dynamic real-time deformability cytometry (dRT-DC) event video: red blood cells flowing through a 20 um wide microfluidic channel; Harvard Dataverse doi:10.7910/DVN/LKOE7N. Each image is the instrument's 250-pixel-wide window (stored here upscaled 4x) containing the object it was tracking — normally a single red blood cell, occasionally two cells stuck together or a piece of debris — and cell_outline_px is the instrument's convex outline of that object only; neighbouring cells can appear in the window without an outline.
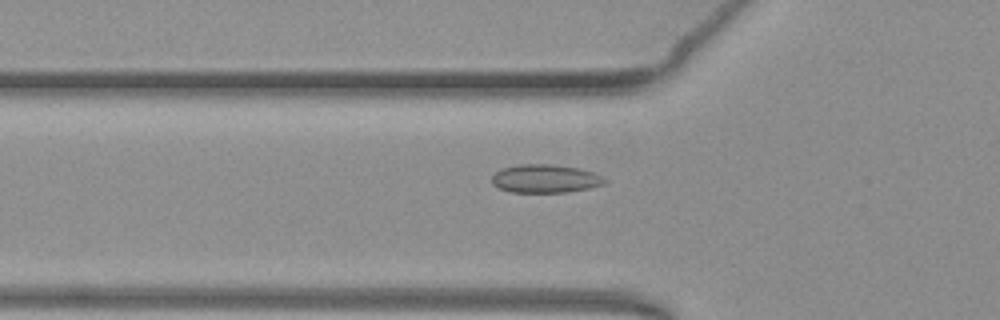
{"species": "common noctule bat (a hibernating species)", "species_latin": "Nyctalus noctula", "temperature_condition": "warm", "stored_images_in_passage": 30, "camera_frame_rate_fps": 3000, "um_per_image_px": 0.085, "animal": {"sex": "female", "body_mass_g": 19.3, "forearm_length_mm": 54.1}, "frame": {"image": 1, "passage_image": 2, "time_ms": 0.333, "image_size_px": [1000, 320], "cell_outline_px": [[608, 180], [604, 184], [588, 188], [568, 192], [512, 192], [500, 188], [492, 184], [492, 176], [496, 172], [504, 168], [520, 164], [552, 164], [580, 168], [604, 176]], "centroid_in_image_um": [46.39, 15.18], "position_along_channel_um": 79.4, "area_um2": 18.61}}
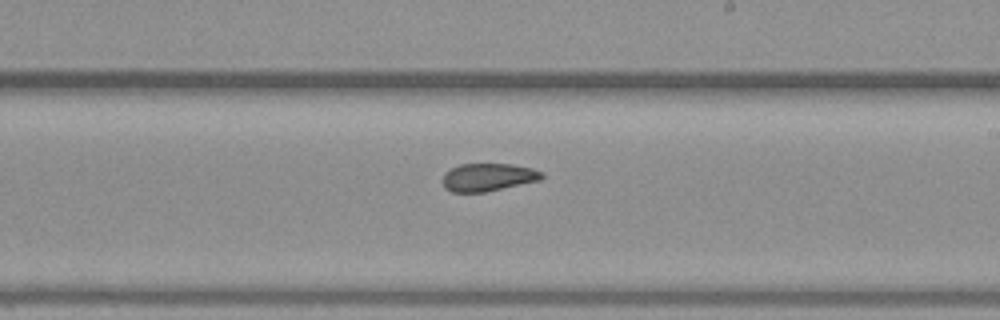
{"frame": {"image": 2, "passage_image": 15, "time_ms": 4.667, "image_size_px": [1000, 320], "cell_outline_px": [[544, 176], [540, 180], [484, 192], [452, 192], [444, 188], [444, 172], [460, 164], [512, 164], [532, 168], [544, 172]], "centroid_in_image_um": [41.5, 15.06], "position_along_channel_um": 247.5, "area_um2": 16.01}}
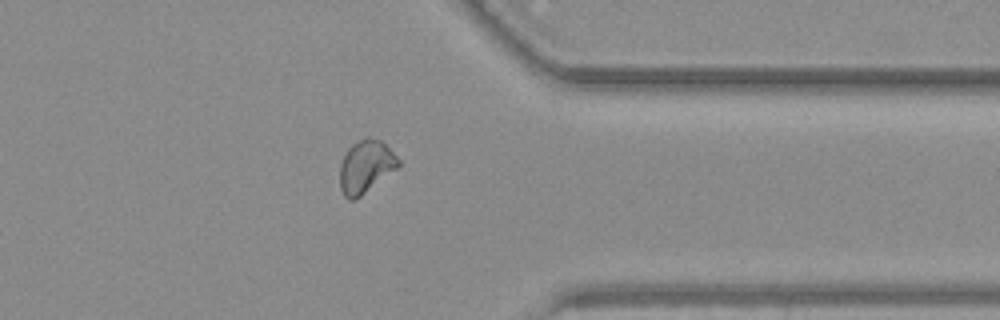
{"frame": {"image": 3, "passage_image": 26, "time_ms": 8.333, "image_size_px": [1000, 320], "cell_outline_px": [[400, 164], [396, 168], [356, 200], [348, 200], [344, 196], [340, 188], [340, 164], [348, 148], [352, 144], [368, 136], [380, 140], [400, 160]], "centroid_in_image_um": [31.06, 14.18], "position_along_channel_um": 380.3, "area_um2": 17.74}, "authors_computed_cell_mechanics": {"area_um2": 17.0799, "velocity_mm_per_s": 3.8705, "shape_relaxation_time_tau1_ms": null, "shape_relaxation_time_tau2_ms": 0.9999, "deformation_change_tau1": null, "deformation_change_tau2": 0.0547}}